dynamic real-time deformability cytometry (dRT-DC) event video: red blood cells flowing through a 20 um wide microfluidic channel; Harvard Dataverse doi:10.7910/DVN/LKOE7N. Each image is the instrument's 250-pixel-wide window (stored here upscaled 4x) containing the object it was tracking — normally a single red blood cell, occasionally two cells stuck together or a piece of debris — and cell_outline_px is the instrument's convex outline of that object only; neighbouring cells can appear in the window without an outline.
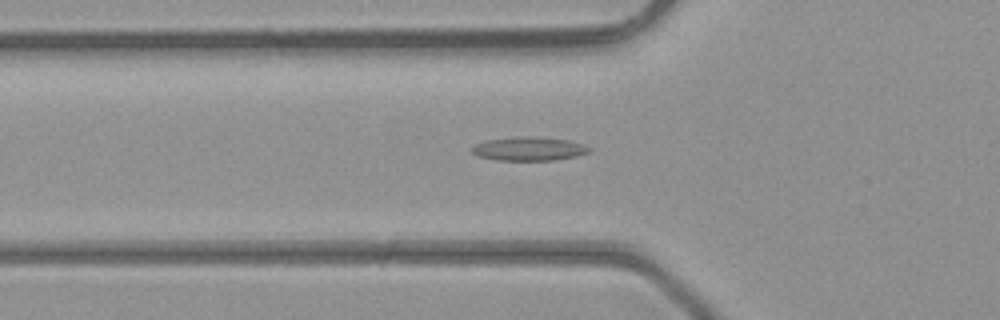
{"species": "common noctule bat (a hibernating species)", "species_latin": "Nyctalus noctula", "temperature_condition": "room temperature", "stored_images_in_passage": 46, "camera_frame_rate_fps": 3000, "um_per_image_px": 0.085, "animal": {"sex": "male", "body_mass_g": 23.1, "forearm_length_mm": 52.7}, "frame": {"image": 1, "passage_image": 17, "time_ms": 5.333, "image_size_px": [1000, 320], "cell_outline_px": [[592, 152], [576, 156], [556, 160], [496, 160], [476, 156], [472, 152], [472, 148], [476, 144], [484, 140], [520, 136], [532, 136], [568, 140], [584, 144], [592, 148]], "centroid_in_image_um": [44.98, 12.64], "position_along_channel_um": 80.8, "area_um2": 16.42}}
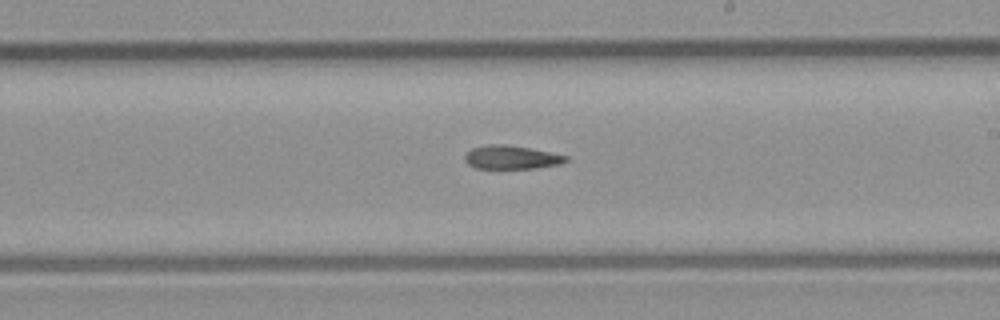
{"frame": {"image": 2, "passage_image": 28, "time_ms": 9.0, "image_size_px": [1000, 320], "cell_outline_px": [[568, 160], [560, 164], [536, 168], [476, 168], [468, 164], [464, 160], [464, 156], [472, 148], [488, 144], [504, 144], [528, 148], [568, 156]], "centroid_in_image_um": [43.44, 13.37], "position_along_channel_um": 245.6, "area_um2": 13.7}}
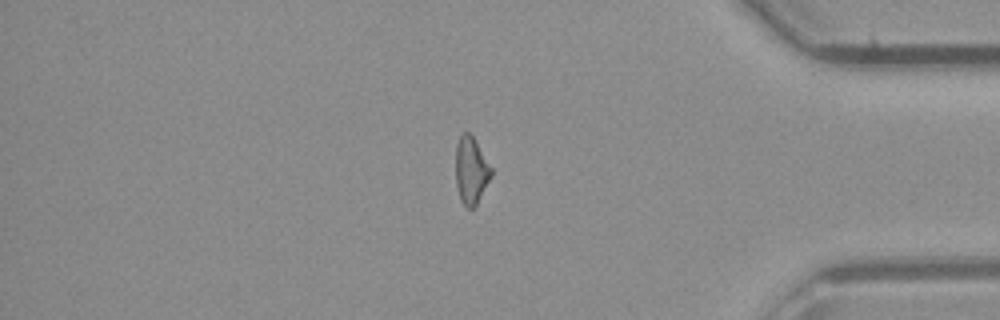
{"frame": {"image": 3, "passage_image": 40, "time_ms": 13.0, "image_size_px": [1000, 320], "cell_outline_px": [[492, 176], [476, 204], [472, 208], [468, 208], [460, 200], [456, 184], [456, 144], [460, 136], [464, 132], [472, 132], [492, 168]], "centroid_in_image_um": [40.05, 14.43], "position_along_channel_um": 395.2, "area_um2": 14.05}, "authors_computed_cell_mechanics": {"area_um2": 14.8546, "velocity_mm_per_s": 4.4515, "shape_relaxation_time_tau1_ms": null, "shape_relaxation_time_tau2_ms": 9.7869, "deformation_change_tau1": null, "deformation_change_tau2": 0.2698}}